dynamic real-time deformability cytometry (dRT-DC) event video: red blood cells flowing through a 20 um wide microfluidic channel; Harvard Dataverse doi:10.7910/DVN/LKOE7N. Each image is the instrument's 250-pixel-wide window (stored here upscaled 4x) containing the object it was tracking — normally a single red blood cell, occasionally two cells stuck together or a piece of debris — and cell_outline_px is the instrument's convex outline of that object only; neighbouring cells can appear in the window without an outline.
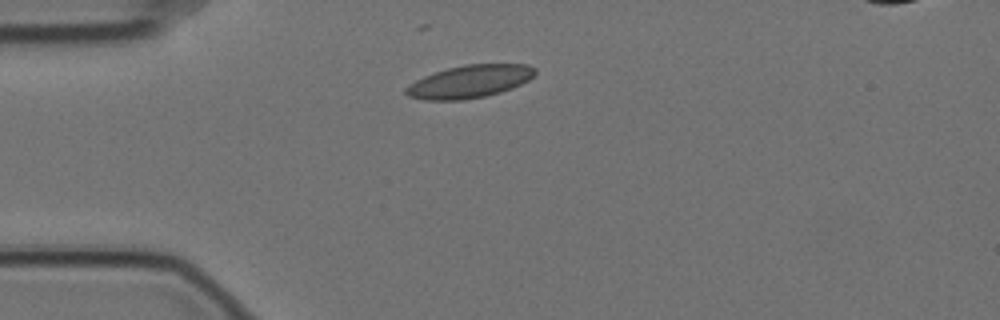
{"species": "Egyptian fruit bat (a non-hibernating species)", "species_latin": "Rousettus aegyptiacus", "temperature_condition": "cold", "stored_images_in_passage": 45, "segment_of_instrument_passage": [1, 2], "camera_frame_rate_fps": 3000, "um_per_image_px": 0.085, "animal": {"sex": "female"}, "frame": {"image": 1, "passage_image": 1, "time_ms": 0.0, "image_size_px": [1000, 320], "cell_outline_px": [[536, 72], [528, 80], [512, 88], [500, 92], [484, 96], [464, 100], [424, 100], [408, 96], [404, 92], [404, 88], [416, 80], [424, 76], [448, 68], [464, 64], [528, 64], [536, 68]], "centroid_in_image_um": [39.9, 6.93], "position_along_channel_um": 45.1, "area_um2": 24.57}}
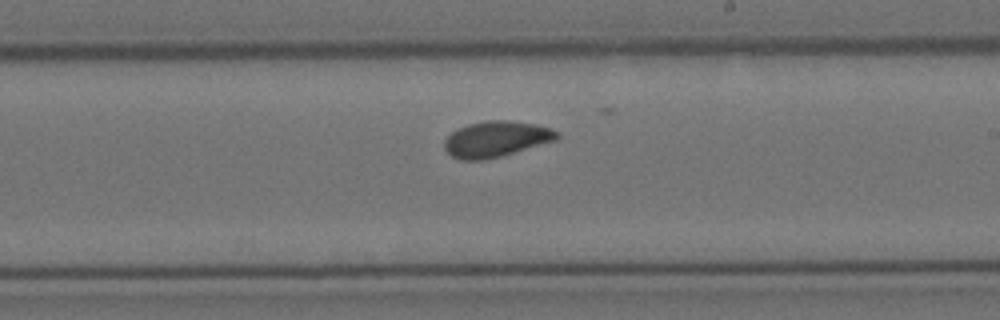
{"frame": {"image": 2, "passage_image": 20, "time_ms": 6.333, "image_size_px": [1000, 320], "cell_outline_px": [[560, 136], [556, 140], [500, 156], [484, 160], [460, 160], [452, 156], [444, 148], [444, 140], [452, 132], [468, 124], [488, 120], [508, 120], [536, 124], [560, 132]], "centroid_in_image_um": [42.17, 11.82], "position_along_channel_um": 246.8, "area_um2": 23.29}}
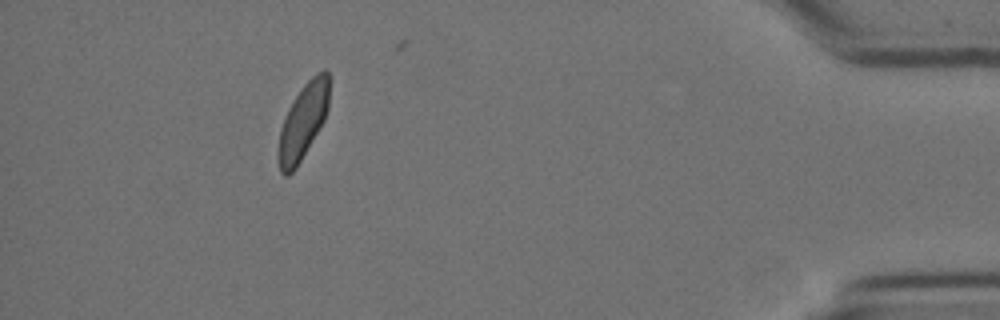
{"frame": {"image": 3, "passage_image": 39, "time_ms": 12.667, "image_size_px": [1000, 320], "cell_outline_px": [[328, 108], [324, 120], [296, 168], [288, 176], [284, 176], [280, 172], [276, 156], [276, 152], [280, 128], [288, 108], [304, 84], [316, 72], [324, 68], [328, 72]], "centroid_in_image_um": [25.71, 10.36], "position_along_channel_um": 409.5, "area_um2": 22.43}}